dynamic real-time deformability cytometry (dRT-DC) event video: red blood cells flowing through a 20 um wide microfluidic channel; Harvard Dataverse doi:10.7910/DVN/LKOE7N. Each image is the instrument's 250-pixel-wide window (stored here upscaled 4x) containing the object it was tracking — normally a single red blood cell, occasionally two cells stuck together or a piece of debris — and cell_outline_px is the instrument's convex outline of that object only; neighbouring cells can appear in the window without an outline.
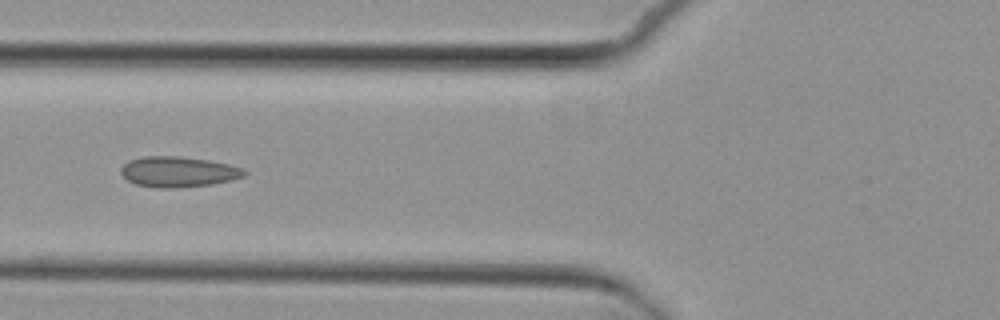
{"species": "common noctule bat (a hibernating species)", "species_latin": "Nyctalus noctula", "temperature_condition": "cold", "stored_images_in_passage": 6, "camera_frame_rate_fps": 3000, "um_per_image_px": 0.085, "animal": {"sex": "female", "body_mass_g": 29.2, "forearm_length_mm": 56.3}, "frame": {"image": 1, "passage_image": 6, "time_ms": 5.667, "image_size_px": [1000, 320], "cell_outline_px": [[248, 172], [244, 176], [232, 180], [212, 184], [168, 188], [156, 188], [136, 184], [128, 180], [120, 172], [120, 168], [128, 160], [144, 156], [180, 156], [208, 160], [228, 164], [244, 168]], "centroid_in_image_um": [15.16, 14.59], "position_along_channel_um": 110.6, "area_um2": 21.96}}